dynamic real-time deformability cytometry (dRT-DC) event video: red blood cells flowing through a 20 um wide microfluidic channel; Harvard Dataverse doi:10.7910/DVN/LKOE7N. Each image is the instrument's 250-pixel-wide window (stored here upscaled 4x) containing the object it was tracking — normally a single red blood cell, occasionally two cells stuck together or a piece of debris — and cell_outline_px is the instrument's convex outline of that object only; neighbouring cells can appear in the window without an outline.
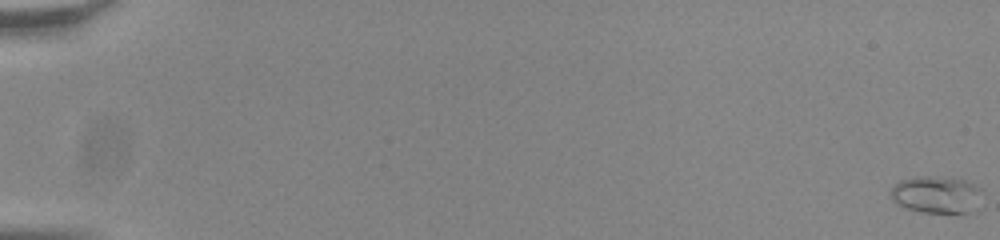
{"species": "common noctule bat (a hibernating species)", "species_latin": "Nyctalus noctula", "temperature_condition": "room temperature", "stored_images_in_passage": 57, "camera_frame_rate_fps": 3000, "um_per_image_px": 0.085, "animal": {"sex": "male", "body_mass_g": 20.0, "forearm_length_mm": 53.3}, "frame": {"image": 1, "passage_image": 1, "time_ms": 0.0, "image_size_px": [1000, 240], "cell_outline_px": [[980, 188], [968, 212], [920, 212], [908, 208], [900, 204], [892, 196], [892, 188], [900, 180], [928, 176], [964, 180]], "centroid_in_image_um": [79.51, 16.53], "position_along_channel_um": 5.5, "area_um2": 18.32}}
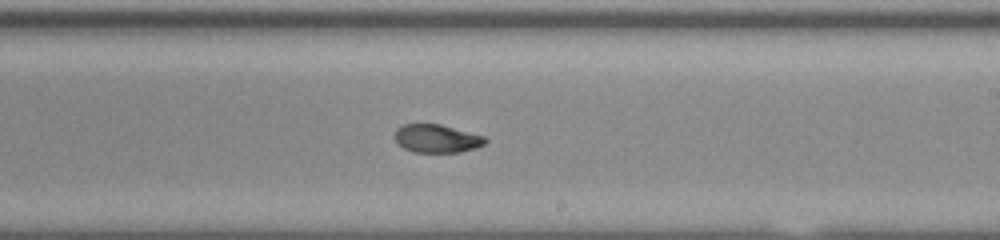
{"frame": {"image": 2, "passage_image": 36, "time_ms": 11.667, "image_size_px": [1000, 240], "cell_outline_px": [[488, 140], [484, 144], [476, 148], [460, 152], [412, 152], [404, 148], [396, 140], [396, 128], [404, 124], [440, 124], [484, 136]], "centroid_in_image_um": [37.14, 11.78], "position_along_channel_um": 251.9, "area_um2": 14.74}}
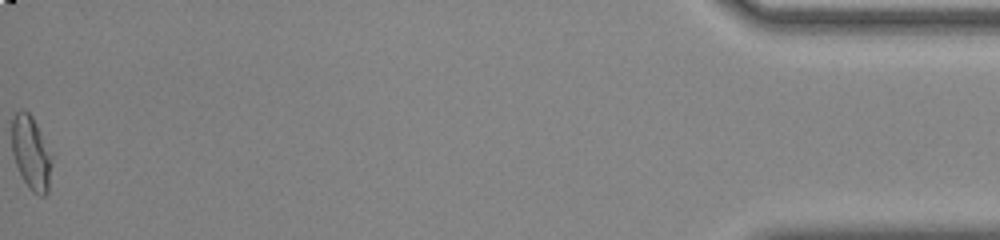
{"frame": {"image": 3, "passage_image": 57, "time_ms": 18.667, "image_size_px": [1000, 240], "cell_outline_px": [[52, 164], [48, 192], [44, 196], [40, 196], [32, 192], [28, 188], [16, 164], [12, 152], [12, 116], [20, 108], [24, 108], [32, 116], [52, 156]], "centroid_in_image_um": [2.64, 12.99], "position_along_channel_um": 432.6, "area_um2": 17.22}, "authors_computed_cell_mechanics": {"area_um2": 15.4904, "velocity_mm_per_s": 3.8385, "shape_relaxation_time_tau1_ms": null, "shape_relaxation_time_tau2_ms": 1.3949, "deformation_change_tau1": null, "deformation_change_tau2": 0.0542}}